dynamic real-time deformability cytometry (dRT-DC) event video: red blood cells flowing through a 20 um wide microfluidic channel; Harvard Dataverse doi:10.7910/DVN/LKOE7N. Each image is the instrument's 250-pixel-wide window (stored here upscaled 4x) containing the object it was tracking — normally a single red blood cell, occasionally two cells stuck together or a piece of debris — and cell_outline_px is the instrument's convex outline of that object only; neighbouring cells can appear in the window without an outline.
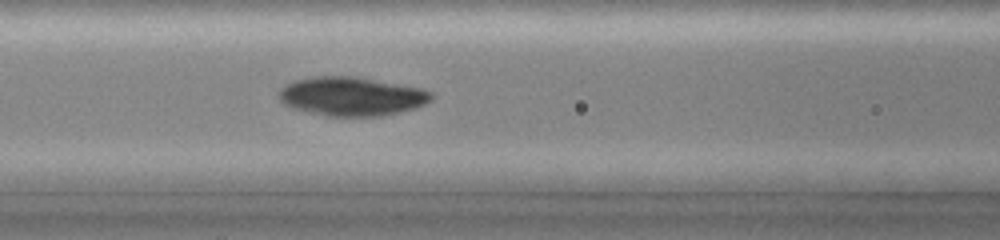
{"species": "common noctule bat (a hibernating species)", "species_latin": "Nyctalus noctula", "temperature_condition": "cold", "stored_images_in_passage": 34, "camera_frame_rate_fps": 3000, "um_per_image_px": 0.085, "animal": {"sex": "female", "body_mass_g": 19.0, "forearm_length_mm": 51.5}, "frame": {"image": 1, "passage_image": 12, "time_ms": 3.667, "image_size_px": [1000, 240], "cell_outline_px": [[432, 100], [416, 108], [400, 112], [380, 116], [328, 116], [308, 112], [292, 108], [284, 104], [280, 100], [280, 88], [296, 80], [312, 76], [352, 76], [424, 88], [432, 92]], "centroid_in_image_um": [29.91, 8.19], "position_along_channel_um": 136.7, "area_um2": 34.51}}
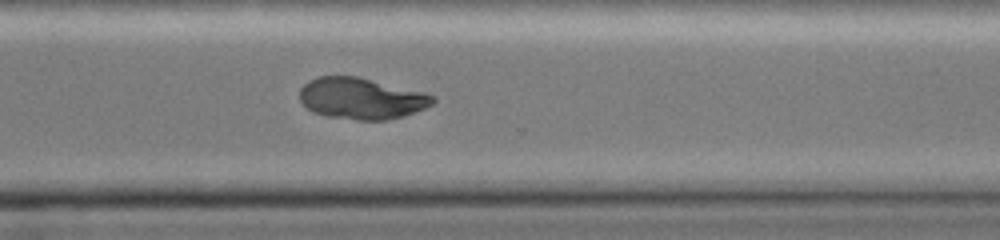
{"frame": {"image": 2, "passage_image": 27, "time_ms": 8.667, "image_size_px": [1000, 240], "cell_outline_px": [[436, 100], [432, 104], [424, 108], [404, 116], [388, 120], [356, 120], [328, 116], [312, 112], [300, 100], [300, 88], [308, 80], [320, 76], [356, 76], [424, 92], [436, 96]], "centroid_in_image_um": [30.72, 8.37], "position_along_channel_um": 339.9, "area_um2": 32.08}}
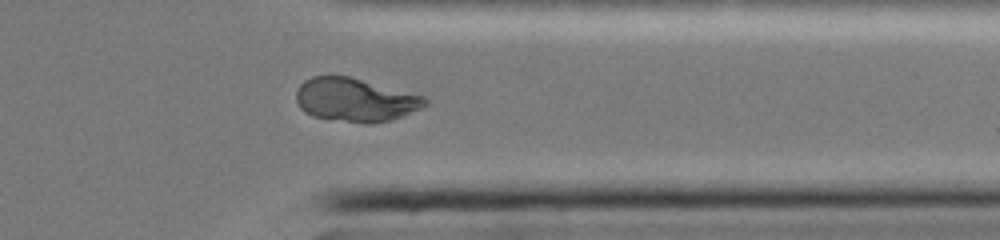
{"frame": {"image": 3, "passage_image": 30, "time_ms": 9.667, "image_size_px": [1000, 240], "cell_outline_px": [[428, 104], [420, 108], [392, 120], [372, 124], [368, 124], [312, 116], [304, 112], [300, 108], [296, 100], [296, 92], [300, 84], [304, 80], [312, 76], [328, 72], [348, 76], [424, 96], [428, 100]], "centroid_in_image_um": [30.15, 8.46], "position_along_channel_um": 381.3, "area_um2": 33.0}}